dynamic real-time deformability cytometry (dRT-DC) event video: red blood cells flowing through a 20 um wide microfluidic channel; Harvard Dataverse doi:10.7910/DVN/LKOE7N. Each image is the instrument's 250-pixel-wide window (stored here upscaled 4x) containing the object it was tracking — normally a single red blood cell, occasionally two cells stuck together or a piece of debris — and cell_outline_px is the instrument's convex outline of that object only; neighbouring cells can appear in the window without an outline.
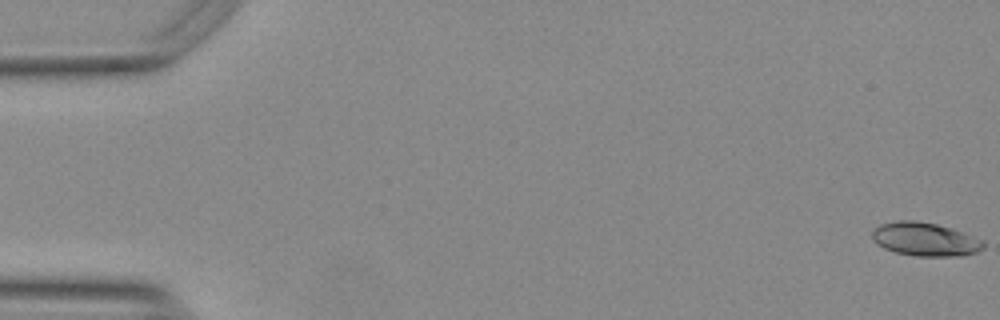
{"species": "Egyptian fruit bat (a non-hibernating species)", "species_latin": "Rousettus aegyptiacus", "temperature_condition": "warm", "stored_images_in_passage": 50, "camera_frame_rate_fps": 3000, "um_per_image_px": 0.085, "animal": {"sex": "female"}, "frame": {"image": 1, "passage_image": 1, "time_ms": 0.0, "image_size_px": [1000, 320], "cell_outline_px": [[984, 248], [976, 252], [960, 256], [916, 256], [896, 252], [884, 248], [876, 244], [872, 240], [872, 228], [880, 224], [896, 220], [916, 220], [936, 224], [952, 228], [964, 232], [984, 240]], "centroid_in_image_um": [78.61, 20.33], "position_along_channel_um": 6.4, "area_um2": 22.02}}
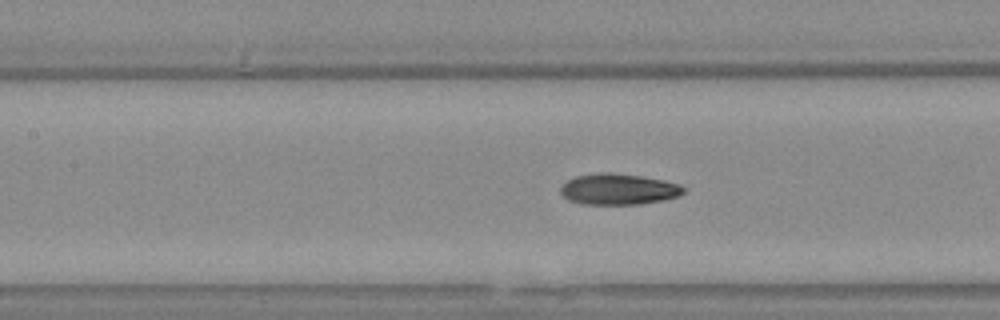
{"frame": {"image": 2, "passage_image": 25, "time_ms": 8.0, "image_size_px": [1000, 320], "cell_outline_px": [[684, 192], [680, 196], [664, 200], [640, 204], [580, 204], [568, 200], [560, 192], [560, 188], [568, 180], [576, 176], [600, 172], [608, 172], [640, 176], [664, 180], [680, 184], [684, 188]], "centroid_in_image_um": [52.58, 16.09], "position_along_channel_um": 154.8, "area_um2": 22.25}}
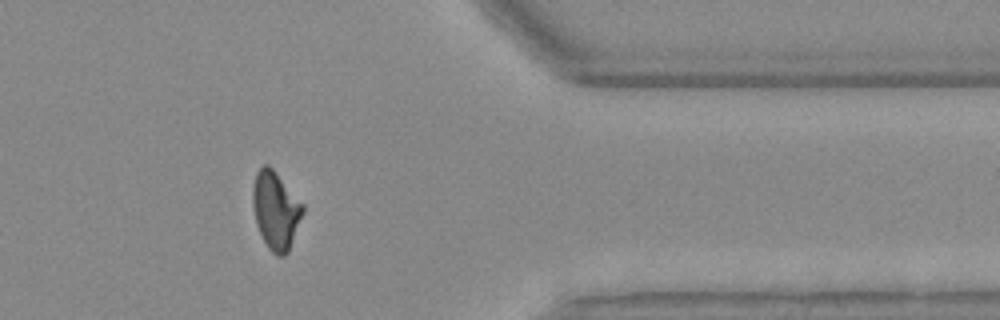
{"frame": {"image": 3, "passage_image": 45, "time_ms": 14.667, "image_size_px": [1000, 320], "cell_outline_px": [[304, 212], [288, 252], [284, 256], [276, 256], [268, 248], [256, 224], [252, 204], [252, 188], [256, 172], [264, 164], [268, 164], [272, 168], [304, 204]], "centroid_in_image_um": [23.43, 17.87], "position_along_channel_um": 388.0, "area_um2": 22.72}}